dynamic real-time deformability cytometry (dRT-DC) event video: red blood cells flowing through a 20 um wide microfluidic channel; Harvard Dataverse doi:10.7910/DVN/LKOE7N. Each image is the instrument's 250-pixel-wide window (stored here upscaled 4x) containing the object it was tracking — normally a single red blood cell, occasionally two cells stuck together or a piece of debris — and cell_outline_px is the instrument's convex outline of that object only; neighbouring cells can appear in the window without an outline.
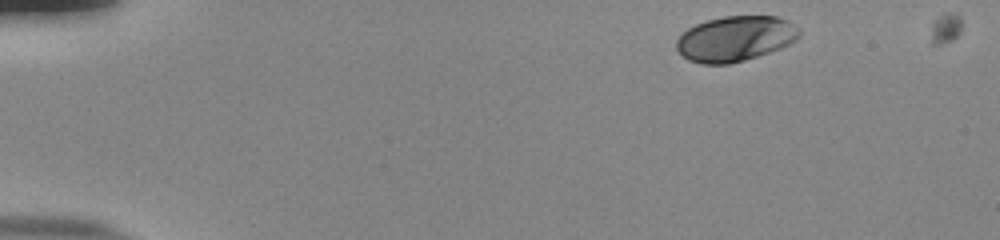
{"species": "human", "species_latin": "Homo sapiens", "temperature_condition": "room temperature", "stored_images_in_passage": 50, "camera_frame_rate_fps": 3000, "um_per_image_px": 0.085, "donor": {"sex": "male"}, "frame": {"image": 1, "passage_image": 2, "time_ms": 0.333, "image_size_px": [1000, 240], "cell_outline_px": [[800, 36], [796, 40], [780, 48], [744, 60], [728, 64], [700, 64], [688, 60], [676, 48], [676, 40], [688, 28], [696, 24], [708, 20], [724, 16], [776, 16], [788, 20], [800, 32]], "centroid_in_image_um": [62.48, 3.29], "position_along_channel_um": 22.5, "area_um2": 32.14}}
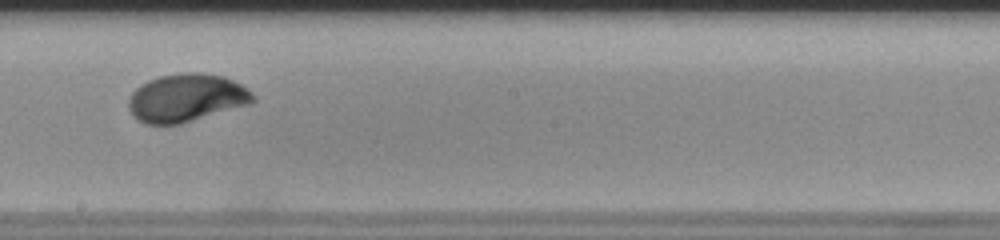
{"frame": {"image": 2, "passage_image": 27, "time_ms": 8.667, "image_size_px": [1000, 240], "cell_outline_px": [[256, 100], [248, 104], [180, 124], [144, 124], [136, 120], [132, 116], [128, 108], [128, 96], [140, 84], [148, 80], [160, 76], [180, 72], [204, 72], [224, 76], [248, 88], [256, 96]], "centroid_in_image_um": [15.8, 8.31], "position_along_channel_um": 232.4, "area_um2": 35.14}}
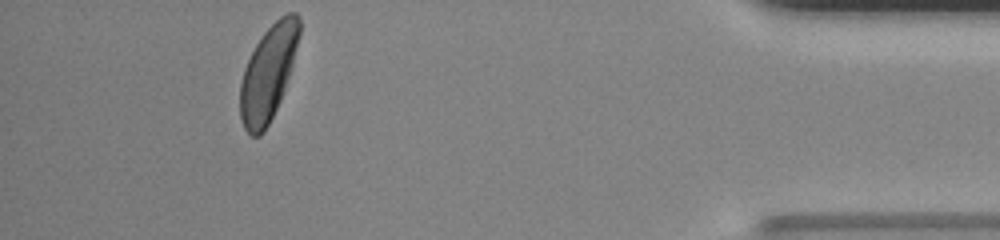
{"frame": {"image": 3, "passage_image": 45, "time_ms": 14.667, "image_size_px": [1000, 240], "cell_outline_px": [[300, 32], [292, 64], [280, 100], [264, 132], [260, 136], [252, 136], [244, 128], [240, 116], [240, 84], [244, 68], [256, 44], [264, 32], [280, 16], [288, 12], [296, 12], [300, 16]], "centroid_in_image_um": [22.79, 6.19], "position_along_channel_um": 412.4, "area_um2": 32.25}}